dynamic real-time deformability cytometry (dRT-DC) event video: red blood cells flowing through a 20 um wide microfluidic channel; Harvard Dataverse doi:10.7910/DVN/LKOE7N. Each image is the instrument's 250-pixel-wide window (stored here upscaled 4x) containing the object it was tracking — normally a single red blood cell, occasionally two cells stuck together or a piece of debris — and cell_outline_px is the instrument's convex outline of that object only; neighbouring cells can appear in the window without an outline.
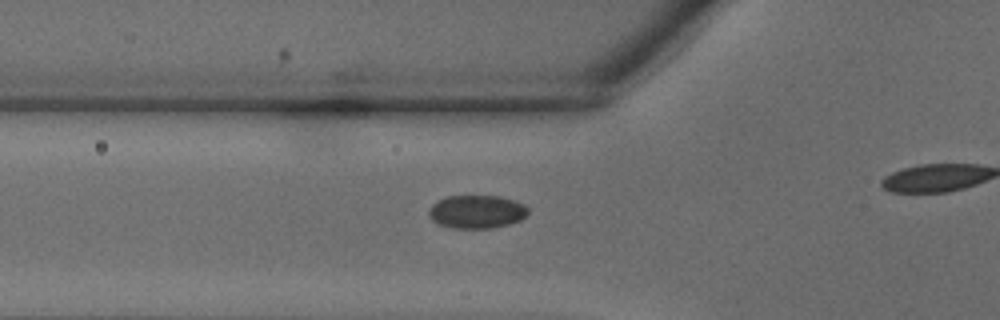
{"species": "common noctule bat (a hibernating species)", "species_latin": "Nyctalus noctula", "temperature_condition": "warm", "stored_images_in_passage": 7, "camera_frame_rate_fps": 3000, "um_per_image_px": 0.085, "animal": {"sex": "male", "body_mass_g": 18.8}, "frame": {"image": 1, "passage_image": 3, "time_ms": 0.667, "image_size_px": [1000, 320], "cell_outline_px": [[528, 212], [520, 220], [508, 224], [492, 228], [452, 228], [440, 224], [432, 220], [428, 212], [432, 204], [448, 196], [500, 196], [516, 200], [524, 204], [528, 208]], "centroid_in_image_um": [40.54, 17.99], "position_along_channel_um": 85.3, "area_um2": 19.13}}
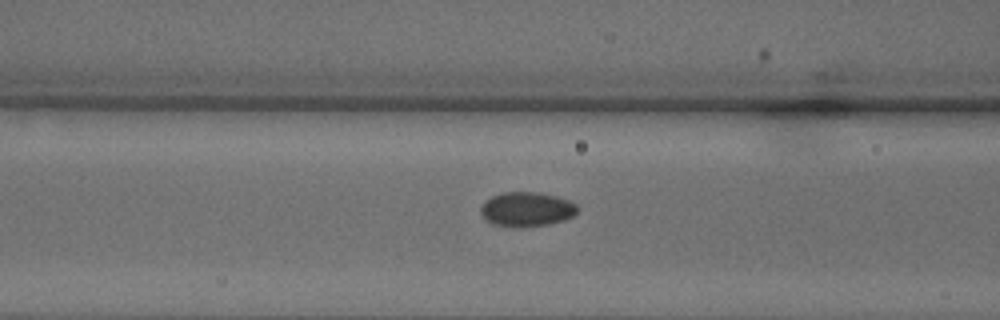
{"frame": {"image": 2, "passage_image": 5, "time_ms": 1.333, "image_size_px": [1000, 320], "cell_outline_px": [[580, 208], [572, 216], [564, 220], [548, 224], [520, 228], [492, 224], [484, 220], [480, 212], [480, 208], [484, 200], [492, 196], [504, 192], [540, 192], [556, 196], [568, 200], [576, 204]], "centroid_in_image_um": [44.74, 17.79], "position_along_channel_um": 121.9, "area_um2": 19.71}}